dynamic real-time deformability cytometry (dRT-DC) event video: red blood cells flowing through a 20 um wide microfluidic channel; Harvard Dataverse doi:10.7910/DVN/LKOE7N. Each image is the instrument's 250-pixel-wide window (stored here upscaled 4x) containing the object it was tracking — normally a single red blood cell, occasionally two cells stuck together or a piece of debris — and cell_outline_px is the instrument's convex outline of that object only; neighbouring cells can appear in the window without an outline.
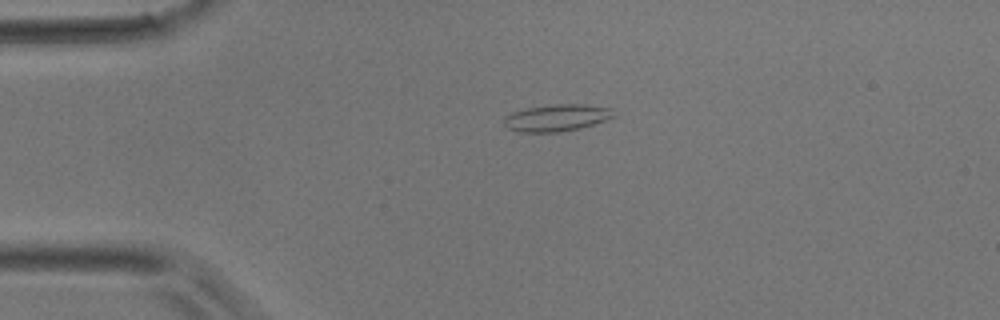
{"species": "common noctule bat (a hibernating species)", "species_latin": "Nyctalus noctula", "temperature_condition": "room temperature", "stored_images_in_passage": 3, "camera_frame_rate_fps": 3000, "um_per_image_px": 0.085, "animal": {"sex": "male", "body_mass_g": 17.9}, "frame": {"image": 1, "passage_image": 2, "time_ms": 0.333, "image_size_px": [1000, 320], "cell_outline_px": [[616, 116], [608, 120], [580, 128], [560, 132], [516, 132], [508, 128], [504, 124], [504, 116], [512, 112], [524, 108], [556, 104], [584, 104], [612, 108]], "centroid_in_image_um": [47.33, 10.01], "position_along_channel_um": 37.7, "area_um2": 17.46}}